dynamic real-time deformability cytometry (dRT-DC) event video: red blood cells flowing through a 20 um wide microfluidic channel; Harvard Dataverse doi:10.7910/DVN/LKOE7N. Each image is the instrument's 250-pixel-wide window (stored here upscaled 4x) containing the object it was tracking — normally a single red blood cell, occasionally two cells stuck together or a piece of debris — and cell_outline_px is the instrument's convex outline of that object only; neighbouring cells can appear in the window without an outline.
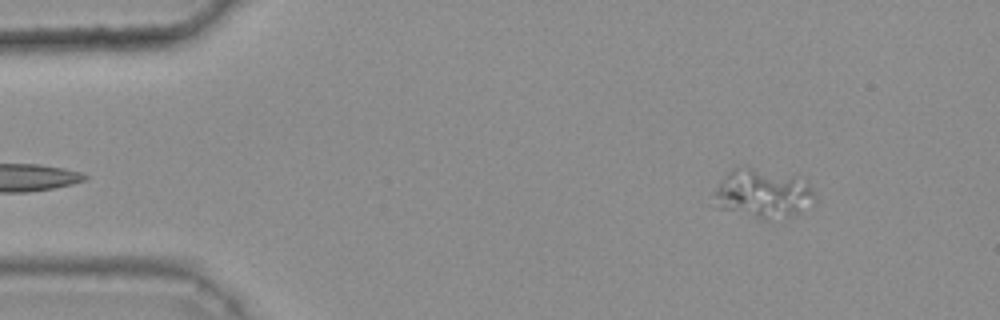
{"species": "common noctule bat (a hibernating species)", "species_latin": "Nyctalus noctula", "temperature_condition": "warm", "stored_images_in_passage": 42, "camera_frame_rate_fps": 3000, "um_per_image_px": 0.085, "animal": {"sex": "female", "body_mass_g": 25.1}, "frame": {"image": 1, "passage_image": 2, "time_ms": 0.333, "image_size_px": [1000, 320], "cell_outline_px": [[816, 200], [796, 212], [768, 220], [760, 220], [716, 208], [716, 188], [728, 172], [744, 164], [796, 176], [808, 184]], "centroid_in_image_um": [64.78, 16.42], "position_along_channel_um": 20.2, "area_um2": 28.61}}
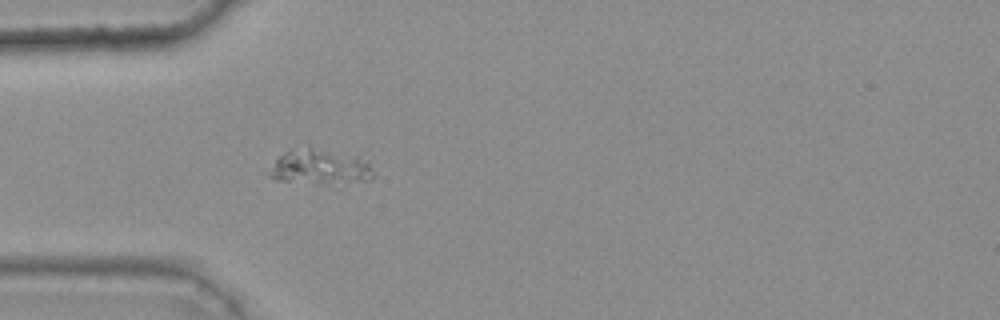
{"frame": {"image": 2, "passage_image": 11, "time_ms": 3.333, "image_size_px": [1000, 320], "cell_outline_px": [[372, 176], [368, 180], [316, 184], [276, 180], [268, 176], [276, 160], [284, 152], [308, 148], [356, 156], [368, 160], [372, 168]], "centroid_in_image_um": [27.2, 14.23], "position_along_channel_um": 57.8, "area_um2": 20.52}}
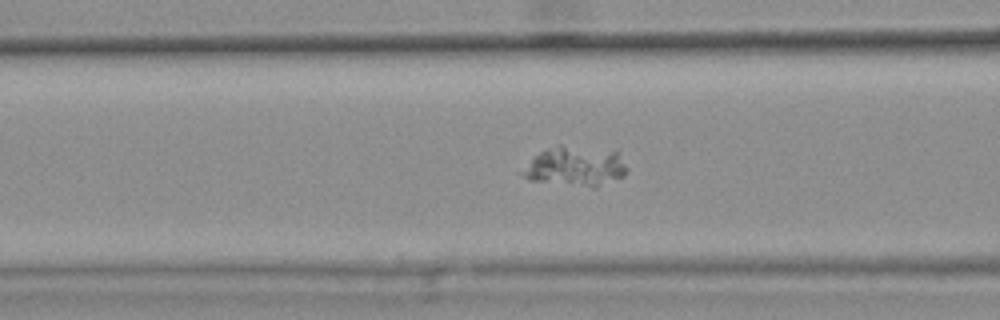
{"frame": {"image": 3, "passage_image": 16, "time_ms": 5.0, "image_size_px": [1000, 320], "cell_outline_px": [[628, 168], [624, 176], [596, 188], [592, 188], [528, 180], [516, 172], [540, 152], [560, 144], [616, 152]], "centroid_in_image_um": [48.85, 14.17], "position_along_channel_um": 117.8, "area_um2": 24.33}}